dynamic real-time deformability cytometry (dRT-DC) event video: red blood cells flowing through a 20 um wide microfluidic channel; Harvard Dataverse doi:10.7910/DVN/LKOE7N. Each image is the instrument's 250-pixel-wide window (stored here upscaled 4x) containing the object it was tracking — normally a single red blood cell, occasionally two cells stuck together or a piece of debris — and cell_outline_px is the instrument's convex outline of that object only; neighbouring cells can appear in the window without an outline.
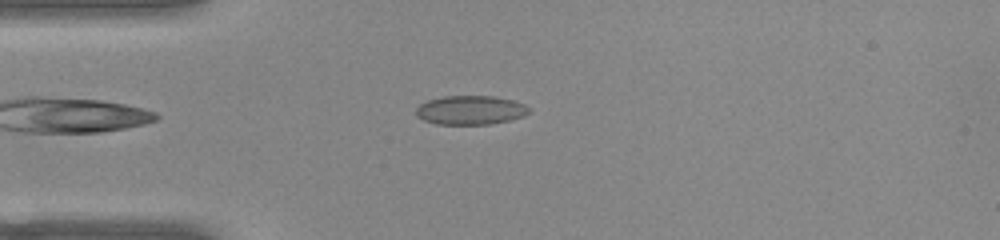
{"species": "common noctule bat (a hibernating species)", "species_latin": "Nyctalus noctula", "temperature_condition": "warm", "stored_images_in_passage": 44, "camera_frame_rate_fps": 3000, "um_per_image_px": 0.085, "animal": {"sex": "female", "body_mass_g": 22.0, "forearm_length_mm": 56.7}, "frame": {"image": 1, "passage_image": 5, "time_ms": 1.333, "image_size_px": [1000, 240], "cell_outline_px": [[532, 112], [524, 116], [508, 120], [488, 124], [436, 124], [424, 120], [416, 116], [416, 108], [420, 104], [428, 100], [444, 96], [492, 96], [512, 100], [524, 104], [532, 108]], "centroid_in_image_um": [40.01, 9.36], "position_along_channel_um": 45.0, "area_um2": 19.13}}
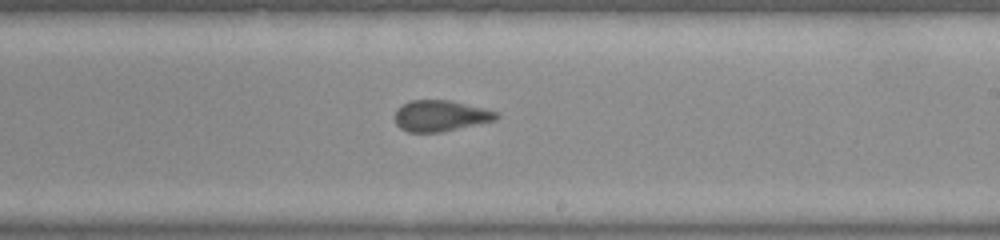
{"frame": {"image": 2, "passage_image": 22, "time_ms": 7.0, "image_size_px": [1000, 240], "cell_outline_px": [[500, 116], [496, 120], [440, 132], [408, 132], [400, 128], [396, 124], [396, 108], [408, 100], [448, 100], [484, 108], [500, 112]], "centroid_in_image_um": [37.44, 9.83], "position_along_channel_um": 251.6, "area_um2": 18.38}}
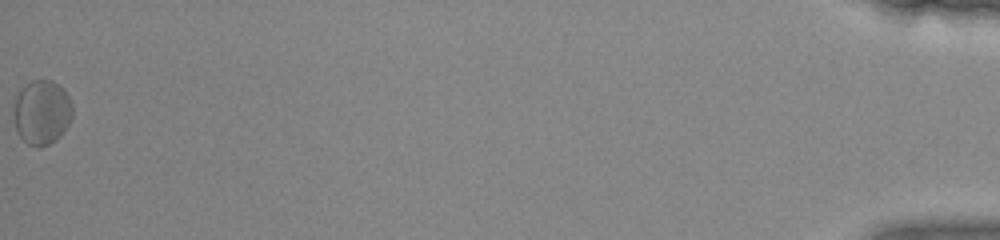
{"frame": {"image": 3, "passage_image": 44, "time_ms": 14.333, "image_size_px": [1000, 240], "cell_outline_px": [[72, 116], [64, 132], [56, 140], [48, 144], [36, 148], [28, 144], [20, 136], [16, 128], [16, 96], [20, 88], [24, 84], [32, 80], [52, 80], [64, 88], [72, 104]], "centroid_in_image_um": [3.59, 9.53], "position_along_channel_um": 431.6, "area_um2": 21.96}, "authors_computed_cell_mechanics": {"area_um2": 19.1029, "velocity_mm_per_s": 3.9074, "shape_relaxation_time_tau1_ms": 4.6091, "shape_relaxation_time_tau2_ms": 1.5711, "deformation_change_tau1": 0.0851, "deformation_change_tau2": 0.0853}}